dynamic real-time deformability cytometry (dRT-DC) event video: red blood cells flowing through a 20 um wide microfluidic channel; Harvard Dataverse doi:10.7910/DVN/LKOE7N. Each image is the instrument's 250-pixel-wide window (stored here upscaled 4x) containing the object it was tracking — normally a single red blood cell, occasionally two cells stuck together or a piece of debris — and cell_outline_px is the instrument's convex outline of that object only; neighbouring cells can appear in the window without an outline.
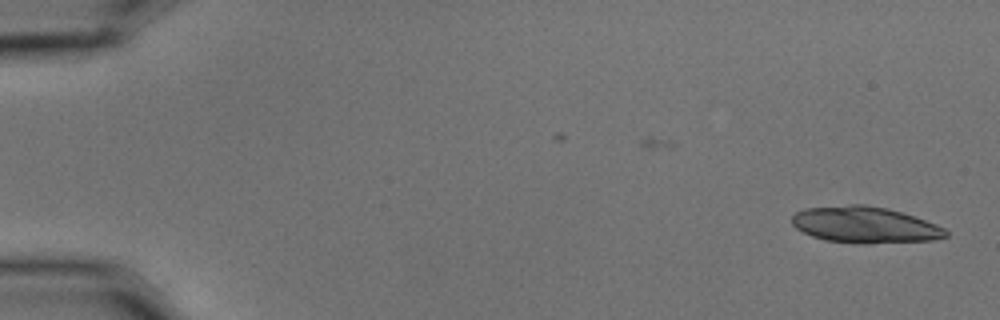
{"species": "common noctule bat (a hibernating species)", "species_latin": "Nyctalus noctula", "temperature_condition": "cold", "stored_images_in_passage": 3, "camera_frame_rate_fps": 3000, "um_per_image_px": 0.085, "animal": {"sex": "male", "body_mass_g": 15.6}, "frame": {"image": 1, "passage_image": 3, "time_ms": 0.667, "image_size_px": [1000, 320], "cell_outline_px": [[948, 236], [932, 240], [872, 244], [856, 244], [824, 240], [812, 236], [796, 228], [792, 224], [792, 216], [796, 212], [804, 208], [848, 204], [864, 204], [888, 208], [936, 224], [944, 228], [948, 232]], "centroid_in_image_um": [73.49, 19.12], "position_along_channel_um": 11.5, "area_um2": 32.83}}